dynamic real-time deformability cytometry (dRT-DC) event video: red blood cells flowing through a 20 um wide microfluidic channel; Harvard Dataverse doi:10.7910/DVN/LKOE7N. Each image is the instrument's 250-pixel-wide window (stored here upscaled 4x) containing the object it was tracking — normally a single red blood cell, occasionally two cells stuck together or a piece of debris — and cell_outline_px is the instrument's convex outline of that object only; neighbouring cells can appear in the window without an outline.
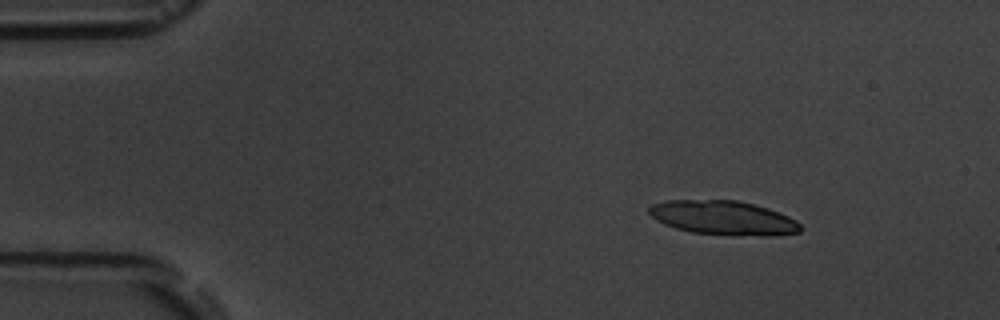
{"species": "common noctule bat (a hibernating species)", "species_latin": "Nyctalus noctula", "temperature_condition": "room temperature", "stored_images_in_passage": 9, "camera_frame_rate_fps": 3000, "um_per_image_px": 0.085, "animal": {"sex": "male", "body_mass_g": 19.5, "forearm_length_mm": 54.6}, "frame": {"image": 1, "passage_image": 2, "time_ms": 1.0, "image_size_px": [1000, 320], "cell_outline_px": [[800, 232], [776, 236], [764, 236], [692, 232], [676, 228], [664, 224], [656, 220], [648, 212], [648, 208], [652, 204], [664, 200], [736, 200], [756, 204], [768, 208], [788, 216], [796, 220], [800, 224]], "centroid_in_image_um": [61.48, 18.5], "position_along_channel_um": 23.5, "area_um2": 30.06}}
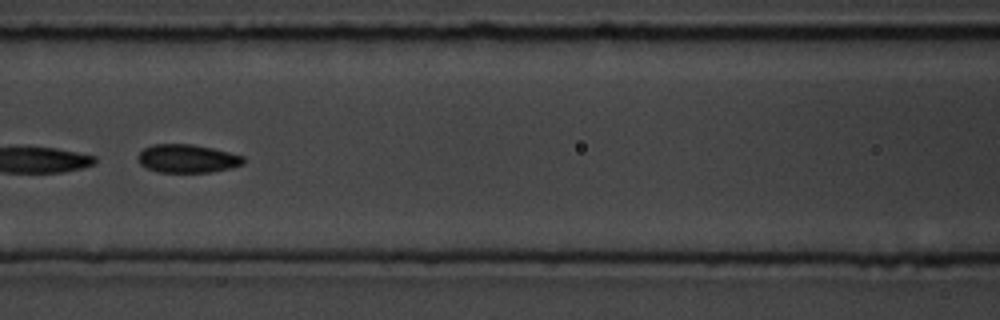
{"frame": {"image": 2, "passage_image": 7, "time_ms": 6.667, "image_size_px": [1000, 320], "cell_outline_px": [[244, 164], [232, 168], [208, 172], [156, 172], [140, 164], [136, 156], [144, 148], [152, 144], [192, 144], [212, 148], [244, 156]], "centroid_in_image_um": [15.91, 13.48], "position_along_channel_um": 150.7, "area_um2": 17.46}}
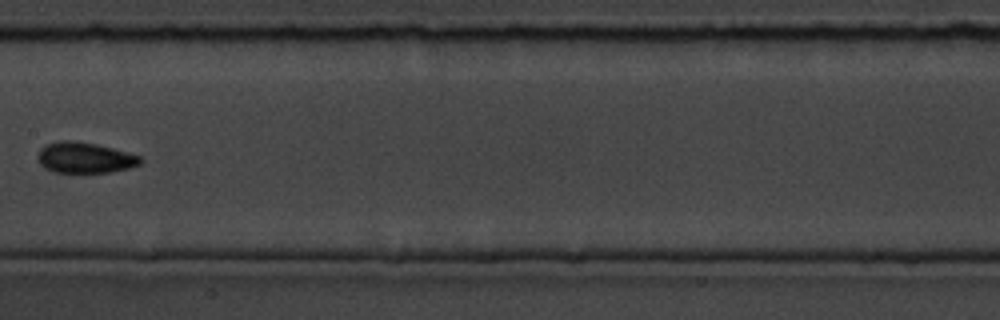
{"frame": {"image": 3, "passage_image": 8, "time_ms": 8.0, "image_size_px": [1000, 320], "cell_outline_px": [[144, 160], [140, 164], [128, 168], [108, 172], [52, 172], [44, 168], [40, 164], [36, 156], [40, 148], [48, 144], [60, 140], [68, 140], [96, 144], [112, 148], [140, 156]], "centroid_in_image_um": [7.18, 13.4], "position_along_channel_um": 200.2, "area_um2": 18.32}}